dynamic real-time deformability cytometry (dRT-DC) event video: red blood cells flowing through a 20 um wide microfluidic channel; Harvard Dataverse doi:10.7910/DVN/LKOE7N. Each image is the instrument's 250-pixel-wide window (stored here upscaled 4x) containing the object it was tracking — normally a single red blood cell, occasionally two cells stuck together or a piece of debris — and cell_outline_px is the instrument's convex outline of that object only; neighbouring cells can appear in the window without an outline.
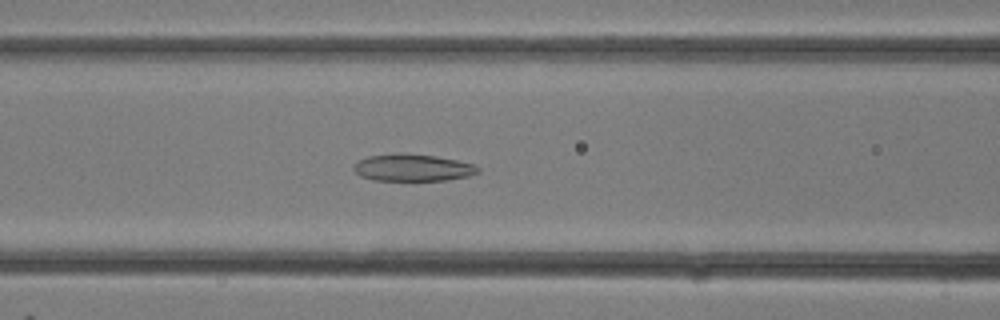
{"species": "common noctule bat (a hibernating species)", "species_latin": "Nyctalus noctula", "temperature_condition": "room temperature", "stored_images_in_passage": 15, "camera_frame_rate_fps": 3000, "um_per_image_px": 0.085, "animal": {"sex": "female"}, "frame": {"image": 1, "passage_image": 9, "time_ms": 2.667, "image_size_px": [1000, 320], "cell_outline_px": [[480, 172], [468, 176], [448, 180], [372, 180], [360, 176], [352, 168], [352, 164], [356, 160], [368, 156], [396, 152], [400, 152], [436, 156], [456, 160], [472, 164], [480, 168]], "centroid_in_image_um": [35.02, 14.24], "position_along_channel_um": 131.6, "area_um2": 19.88}}
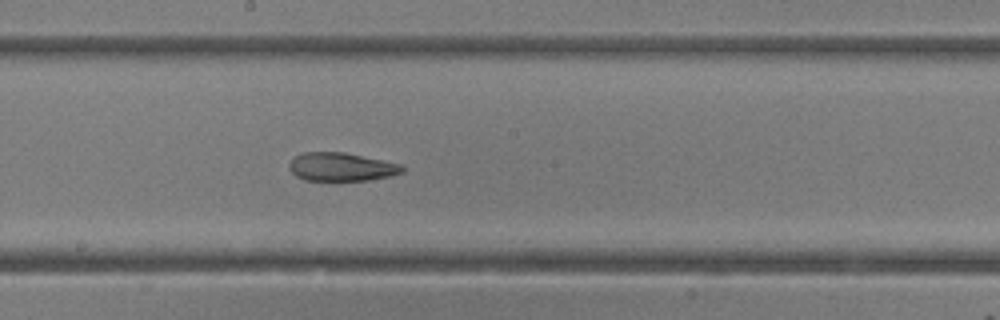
{"frame": {"image": 2, "passage_image": 13, "time_ms": 4.0, "image_size_px": [1000, 320], "cell_outline_px": [[404, 172], [388, 176], [368, 180], [304, 180], [296, 176], [288, 168], [288, 164], [296, 156], [304, 152], [344, 152], [400, 164], [404, 168]], "centroid_in_image_um": [28.99, 14.18], "position_along_channel_um": 219.2, "area_um2": 18.5}}
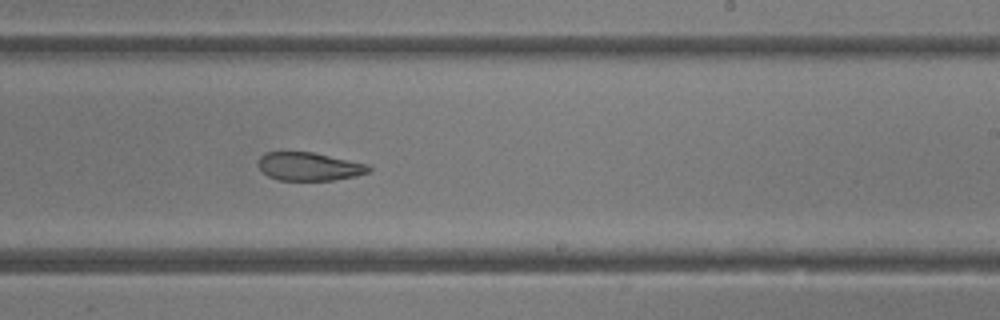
{"frame": {"image": 3, "passage_image": 15, "time_ms": 4.667, "image_size_px": [1000, 320], "cell_outline_px": [[372, 172], [356, 176], [332, 180], [280, 180], [268, 176], [256, 164], [260, 156], [264, 152], [312, 152], [368, 164], [372, 168]], "centroid_in_image_um": [26.29, 14.15], "position_along_channel_um": 262.7, "area_um2": 18.26}}